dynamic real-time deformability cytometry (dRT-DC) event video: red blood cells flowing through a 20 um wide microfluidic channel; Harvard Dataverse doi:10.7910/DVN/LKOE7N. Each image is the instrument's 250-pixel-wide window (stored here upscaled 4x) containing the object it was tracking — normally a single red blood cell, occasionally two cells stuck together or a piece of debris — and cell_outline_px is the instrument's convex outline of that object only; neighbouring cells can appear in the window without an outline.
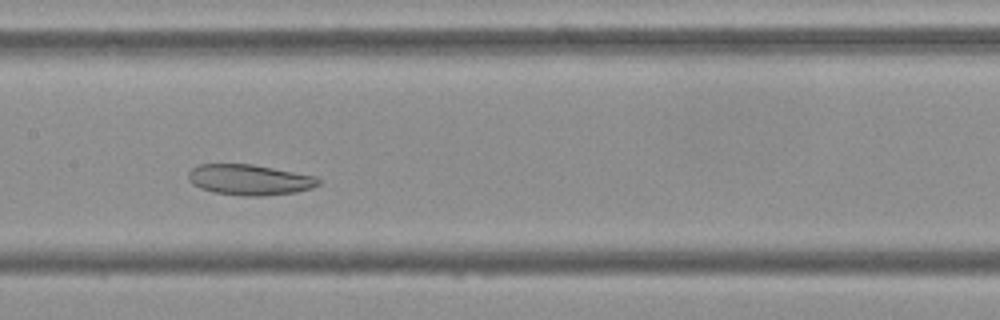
{"species": "Egyptian fruit bat (a non-hibernating species)", "species_latin": "Rousettus aegyptiacus", "temperature_condition": "cold", "stored_images_in_passage": 47, "camera_frame_rate_fps": 3000, "um_per_image_px": 0.085, "frame": {"image": 1, "passage_image": 20, "time_ms": 6.333, "image_size_px": [1000, 320], "cell_outline_px": [[320, 184], [312, 188], [296, 192], [264, 196], [240, 196], [212, 192], [200, 188], [192, 184], [188, 180], [188, 172], [192, 168], [200, 164], [252, 164], [316, 176], [320, 180]], "centroid_in_image_um": [21.2, 15.29], "position_along_channel_um": 186.2, "area_um2": 23.41}}
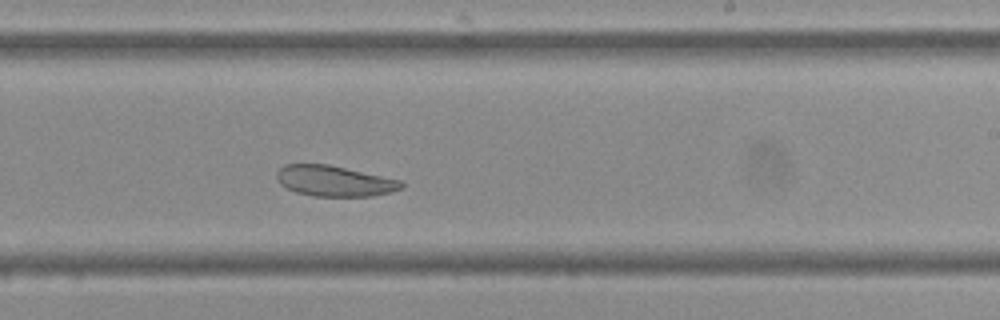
{"frame": {"image": 2, "passage_image": 26, "time_ms": 8.333, "image_size_px": [1000, 320], "cell_outline_px": [[404, 188], [372, 196], [312, 196], [296, 192], [280, 184], [276, 176], [276, 172], [284, 164], [328, 164], [404, 180]], "centroid_in_image_um": [28.45, 15.38], "position_along_channel_um": 260.5, "area_um2": 22.43}}
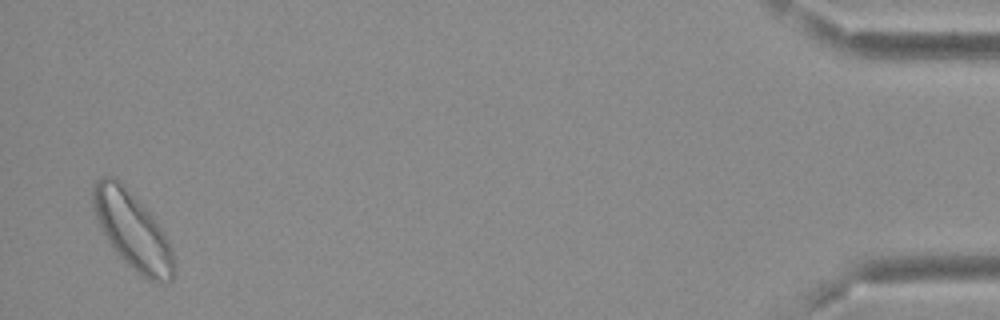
{"frame": {"image": 3, "passage_image": 46, "time_ms": 15.0, "image_size_px": [1000, 320], "cell_outline_px": [[176, 272], [172, 280], [160, 284], [156, 284], [148, 280], [132, 268], [116, 252], [100, 228], [92, 204], [92, 188], [96, 180], [100, 176], [116, 176], [124, 184], [160, 224], [168, 240], [176, 264]], "centroid_in_image_um": [11.28, 19.59], "position_along_channel_um": 423.9, "area_um2": 36.65}}